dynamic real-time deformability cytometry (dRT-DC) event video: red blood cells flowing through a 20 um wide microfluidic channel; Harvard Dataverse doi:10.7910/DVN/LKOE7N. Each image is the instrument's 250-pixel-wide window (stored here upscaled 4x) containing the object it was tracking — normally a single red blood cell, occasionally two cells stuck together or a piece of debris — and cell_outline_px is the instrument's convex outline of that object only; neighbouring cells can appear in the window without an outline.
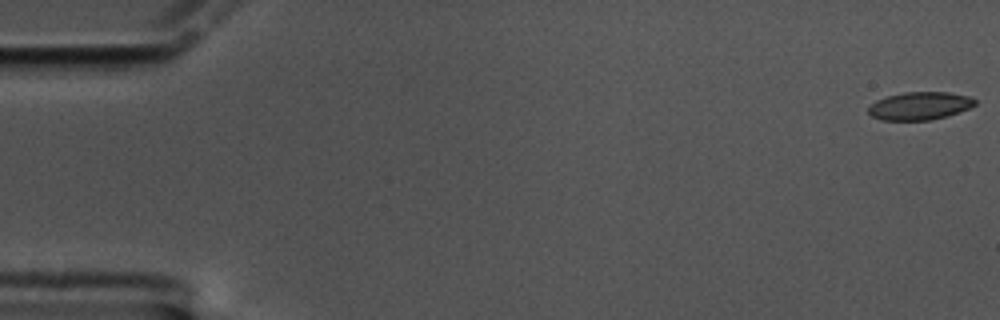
{"species": "common noctule bat (a hibernating species)", "species_latin": "Nyctalus noctula", "temperature_condition": "cold", "stored_images_in_passage": 59, "camera_frame_rate_fps": 3000, "um_per_image_px": 0.085, "animal": {"sex": "male", "body_mass_g": 17.5, "forearm_length_mm": 52.3}, "frame": {"image": 1, "passage_image": 1, "time_ms": 0.0, "image_size_px": [1000, 320], "cell_outline_px": [[976, 104], [960, 112], [948, 116], [932, 120], [880, 120], [872, 116], [868, 112], [868, 108], [876, 100], [888, 96], [904, 92], [948, 92], [968, 96], [976, 100]], "centroid_in_image_um": [78.18, 9.0], "position_along_channel_um": 6.8, "area_um2": 17.34}}
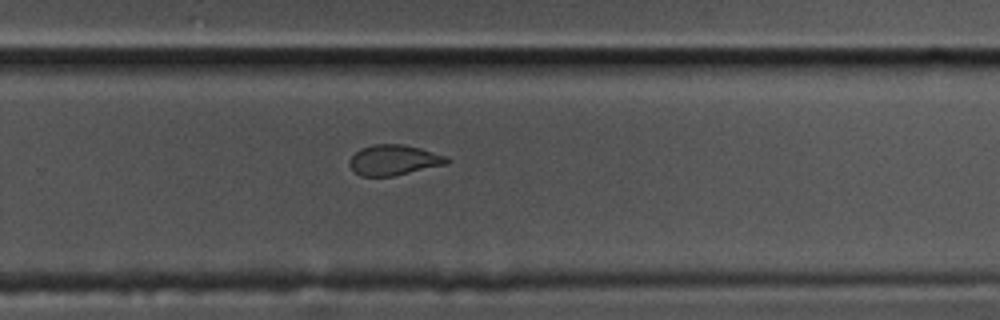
{"frame": {"image": 2, "passage_image": 39, "time_ms": 12.667, "image_size_px": [1000, 320], "cell_outline_px": [[452, 160], [448, 164], [392, 176], [360, 176], [348, 164], [348, 160], [360, 148], [372, 144], [404, 144], [420, 148], [448, 156]], "centroid_in_image_um": [33.5, 13.59], "position_along_channel_um": 296.3, "area_um2": 17.4}}
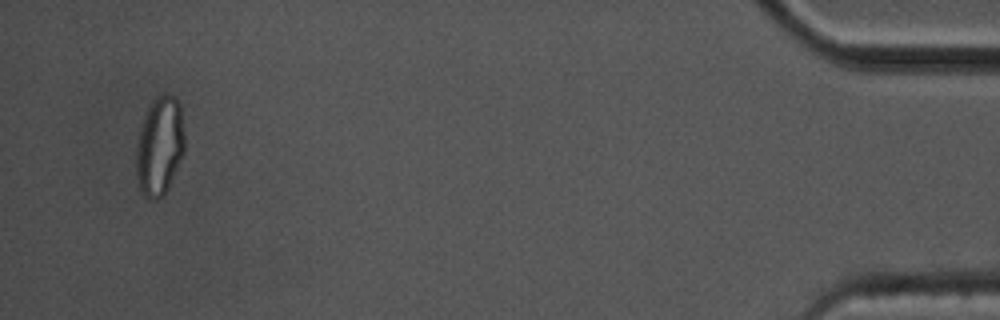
{"frame": {"image": 3, "passage_image": 57, "time_ms": 18.667, "image_size_px": [1000, 320], "cell_outline_px": [[184, 152], [168, 188], [164, 196], [156, 200], [148, 200], [144, 196], [140, 188], [136, 176], [136, 148], [140, 128], [148, 104], [156, 96], [164, 92], [176, 96], [180, 104], [184, 132]], "centroid_in_image_um": [13.56, 12.39], "position_along_channel_um": 421.6, "area_um2": 28.38}, "authors_computed_cell_mechanics": {"area_um2": 18.0914, "velocity_mm_per_s": 3.4147, "shape_relaxation_time_tau1_ms": 7.2351, "shape_relaxation_time_tau2_ms": 1.3833, "deformation_change_tau1": 0.1706, "deformation_change_tau2": 0.058}}